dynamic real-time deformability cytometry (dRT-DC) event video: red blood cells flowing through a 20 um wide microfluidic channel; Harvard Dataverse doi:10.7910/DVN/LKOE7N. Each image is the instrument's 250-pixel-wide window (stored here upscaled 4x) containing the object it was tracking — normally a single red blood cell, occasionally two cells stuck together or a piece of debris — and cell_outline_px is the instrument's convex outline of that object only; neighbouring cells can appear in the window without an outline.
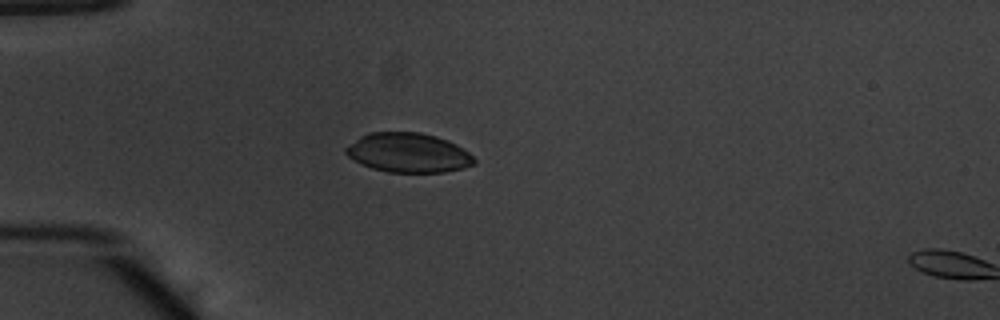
{"species": "common noctule bat (a hibernating species)", "species_latin": "Nyctalus noctula", "temperature_condition": "warm", "stored_images_in_passage": 18, "camera_frame_rate_fps": 3000, "um_per_image_px": 0.085, "animal": {"sex": "male", "body_mass_g": 20.1, "forearm_length_mm": 53.5}, "frame": {"image": 1, "passage_image": 16, "time_ms": 5.0, "image_size_px": [1000, 320], "cell_outline_px": [[476, 164], [464, 168], [444, 172], [388, 172], [372, 168], [348, 156], [344, 152], [344, 148], [360, 136], [368, 132], [420, 132], [436, 136], [448, 140], [464, 148], [476, 160]], "centroid_in_image_um": [34.73, 12.97], "position_along_channel_um": 50.3, "area_um2": 29.54}}